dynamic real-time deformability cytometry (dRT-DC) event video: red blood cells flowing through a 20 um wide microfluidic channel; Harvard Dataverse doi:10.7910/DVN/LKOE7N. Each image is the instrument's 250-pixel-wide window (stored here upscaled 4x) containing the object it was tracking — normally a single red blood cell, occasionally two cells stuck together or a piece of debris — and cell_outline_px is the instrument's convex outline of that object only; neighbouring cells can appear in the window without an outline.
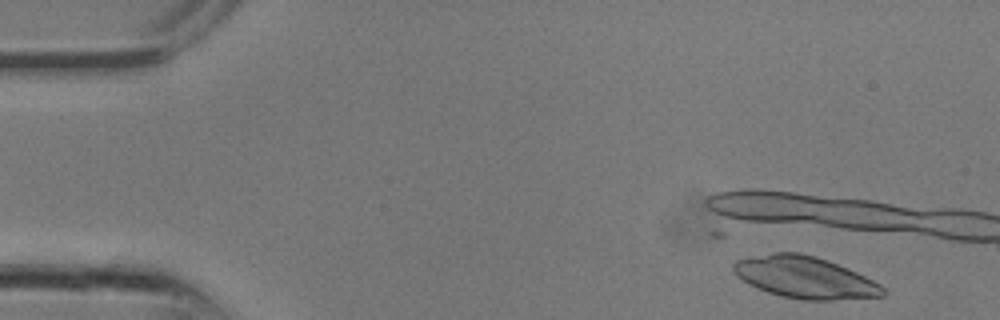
{"species": "common noctule bat (a hibernating species)", "species_latin": "Nyctalus noctula", "temperature_condition": "room temperature", "stored_images_in_passage": 3, "camera_frame_rate_fps": 3000, "um_per_image_px": 0.085, "animal": {"sex": "male", "body_mass_g": 13.3}, "frame": {"image": 1, "passage_image": 3, "time_ms": 0.667, "image_size_px": [1000, 320], "cell_outline_px": [[884, 296], [832, 300], [800, 300], [780, 296], [768, 292], [748, 284], [732, 272], [732, 264], [736, 260], [776, 252], [800, 252], [816, 256], [828, 260], [848, 268], [880, 284], [884, 288]], "centroid_in_image_um": [68.39, 23.58], "position_along_channel_um": 16.6, "area_um2": 36.41}}